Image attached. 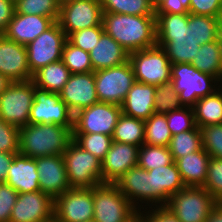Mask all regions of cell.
Instances as JSON below:
<instances>
[{
    "instance_id": "6da1fadb",
    "label": "cell",
    "mask_w": 222,
    "mask_h": 222,
    "mask_svg": "<svg viewBox=\"0 0 222 222\" xmlns=\"http://www.w3.org/2000/svg\"><path fill=\"white\" fill-rule=\"evenodd\" d=\"M157 45L171 64L191 63L199 48L194 35V14H155Z\"/></svg>"
},
{
    "instance_id": "7a4b0ae2",
    "label": "cell",
    "mask_w": 222,
    "mask_h": 222,
    "mask_svg": "<svg viewBox=\"0 0 222 222\" xmlns=\"http://www.w3.org/2000/svg\"><path fill=\"white\" fill-rule=\"evenodd\" d=\"M102 26L129 54L157 45L155 16L103 12Z\"/></svg>"
},
{
    "instance_id": "3957f363",
    "label": "cell",
    "mask_w": 222,
    "mask_h": 222,
    "mask_svg": "<svg viewBox=\"0 0 222 222\" xmlns=\"http://www.w3.org/2000/svg\"><path fill=\"white\" fill-rule=\"evenodd\" d=\"M73 127L56 124H27L19 128V153L38 158L62 155L73 139Z\"/></svg>"
},
{
    "instance_id": "277c9868",
    "label": "cell",
    "mask_w": 222,
    "mask_h": 222,
    "mask_svg": "<svg viewBox=\"0 0 222 222\" xmlns=\"http://www.w3.org/2000/svg\"><path fill=\"white\" fill-rule=\"evenodd\" d=\"M71 188H93L102 184V162L73 139L62 154Z\"/></svg>"
},
{
    "instance_id": "5b68a950",
    "label": "cell",
    "mask_w": 222,
    "mask_h": 222,
    "mask_svg": "<svg viewBox=\"0 0 222 222\" xmlns=\"http://www.w3.org/2000/svg\"><path fill=\"white\" fill-rule=\"evenodd\" d=\"M219 202L202 186H185L165 205L181 222H206Z\"/></svg>"
},
{
    "instance_id": "8992f818",
    "label": "cell",
    "mask_w": 222,
    "mask_h": 222,
    "mask_svg": "<svg viewBox=\"0 0 222 222\" xmlns=\"http://www.w3.org/2000/svg\"><path fill=\"white\" fill-rule=\"evenodd\" d=\"M93 211L96 222H129L138 213L136 206L112 183L93 187Z\"/></svg>"
},
{
    "instance_id": "52a82bcc",
    "label": "cell",
    "mask_w": 222,
    "mask_h": 222,
    "mask_svg": "<svg viewBox=\"0 0 222 222\" xmlns=\"http://www.w3.org/2000/svg\"><path fill=\"white\" fill-rule=\"evenodd\" d=\"M128 61L137 82L159 86L171 81L172 64L158 45L130 53Z\"/></svg>"
},
{
    "instance_id": "ba28073f",
    "label": "cell",
    "mask_w": 222,
    "mask_h": 222,
    "mask_svg": "<svg viewBox=\"0 0 222 222\" xmlns=\"http://www.w3.org/2000/svg\"><path fill=\"white\" fill-rule=\"evenodd\" d=\"M218 79L197 70L191 63L172 64L171 81L185 107H193L199 98L212 94L211 81Z\"/></svg>"
},
{
    "instance_id": "9c48e42d",
    "label": "cell",
    "mask_w": 222,
    "mask_h": 222,
    "mask_svg": "<svg viewBox=\"0 0 222 222\" xmlns=\"http://www.w3.org/2000/svg\"><path fill=\"white\" fill-rule=\"evenodd\" d=\"M35 87L32 80L12 82L0 94V118L17 128L26 126L34 101Z\"/></svg>"
},
{
    "instance_id": "30bf717a",
    "label": "cell",
    "mask_w": 222,
    "mask_h": 222,
    "mask_svg": "<svg viewBox=\"0 0 222 222\" xmlns=\"http://www.w3.org/2000/svg\"><path fill=\"white\" fill-rule=\"evenodd\" d=\"M99 102L121 106L128 91L136 82L131 63L94 71Z\"/></svg>"
},
{
    "instance_id": "8fae6325",
    "label": "cell",
    "mask_w": 222,
    "mask_h": 222,
    "mask_svg": "<svg viewBox=\"0 0 222 222\" xmlns=\"http://www.w3.org/2000/svg\"><path fill=\"white\" fill-rule=\"evenodd\" d=\"M121 114L119 105L94 103L74 114L72 134L100 133L112 136Z\"/></svg>"
},
{
    "instance_id": "7c38bea8",
    "label": "cell",
    "mask_w": 222,
    "mask_h": 222,
    "mask_svg": "<svg viewBox=\"0 0 222 222\" xmlns=\"http://www.w3.org/2000/svg\"><path fill=\"white\" fill-rule=\"evenodd\" d=\"M102 17L100 0H64L57 22L68 37L82 29L102 26Z\"/></svg>"
},
{
    "instance_id": "4fadbf2b",
    "label": "cell",
    "mask_w": 222,
    "mask_h": 222,
    "mask_svg": "<svg viewBox=\"0 0 222 222\" xmlns=\"http://www.w3.org/2000/svg\"><path fill=\"white\" fill-rule=\"evenodd\" d=\"M67 40L65 32L56 21L50 28L26 45L28 66L32 74L40 68L61 60L63 46Z\"/></svg>"
},
{
    "instance_id": "5bb4252c",
    "label": "cell",
    "mask_w": 222,
    "mask_h": 222,
    "mask_svg": "<svg viewBox=\"0 0 222 222\" xmlns=\"http://www.w3.org/2000/svg\"><path fill=\"white\" fill-rule=\"evenodd\" d=\"M73 113L58 93L35 87L34 101L29 114V124H56L73 127Z\"/></svg>"
},
{
    "instance_id": "9a60e30c",
    "label": "cell",
    "mask_w": 222,
    "mask_h": 222,
    "mask_svg": "<svg viewBox=\"0 0 222 222\" xmlns=\"http://www.w3.org/2000/svg\"><path fill=\"white\" fill-rule=\"evenodd\" d=\"M93 217V188H69L54 200L58 222H85Z\"/></svg>"
},
{
    "instance_id": "2e32d148",
    "label": "cell",
    "mask_w": 222,
    "mask_h": 222,
    "mask_svg": "<svg viewBox=\"0 0 222 222\" xmlns=\"http://www.w3.org/2000/svg\"><path fill=\"white\" fill-rule=\"evenodd\" d=\"M54 219V200L42 191L19 193L10 222H49Z\"/></svg>"
},
{
    "instance_id": "e0dca14e",
    "label": "cell",
    "mask_w": 222,
    "mask_h": 222,
    "mask_svg": "<svg viewBox=\"0 0 222 222\" xmlns=\"http://www.w3.org/2000/svg\"><path fill=\"white\" fill-rule=\"evenodd\" d=\"M58 94L73 115L99 102L94 72L71 74Z\"/></svg>"
},
{
    "instance_id": "ac0fdd59",
    "label": "cell",
    "mask_w": 222,
    "mask_h": 222,
    "mask_svg": "<svg viewBox=\"0 0 222 222\" xmlns=\"http://www.w3.org/2000/svg\"><path fill=\"white\" fill-rule=\"evenodd\" d=\"M0 73L12 82H25L33 78L28 66L26 45L0 34Z\"/></svg>"
},
{
    "instance_id": "d6986e66",
    "label": "cell",
    "mask_w": 222,
    "mask_h": 222,
    "mask_svg": "<svg viewBox=\"0 0 222 222\" xmlns=\"http://www.w3.org/2000/svg\"><path fill=\"white\" fill-rule=\"evenodd\" d=\"M35 161L39 175V186L44 194L55 200L71 188L62 155L38 157L35 158Z\"/></svg>"
},
{
    "instance_id": "ffe728a7",
    "label": "cell",
    "mask_w": 222,
    "mask_h": 222,
    "mask_svg": "<svg viewBox=\"0 0 222 222\" xmlns=\"http://www.w3.org/2000/svg\"><path fill=\"white\" fill-rule=\"evenodd\" d=\"M139 146L112 141L102 162V183L115 184L138 163Z\"/></svg>"
},
{
    "instance_id": "44dd1931",
    "label": "cell",
    "mask_w": 222,
    "mask_h": 222,
    "mask_svg": "<svg viewBox=\"0 0 222 222\" xmlns=\"http://www.w3.org/2000/svg\"><path fill=\"white\" fill-rule=\"evenodd\" d=\"M150 174V202H164V206L173 194L182 190L184 184L175 161L167 166L148 170Z\"/></svg>"
},
{
    "instance_id": "7402d4cb",
    "label": "cell",
    "mask_w": 222,
    "mask_h": 222,
    "mask_svg": "<svg viewBox=\"0 0 222 222\" xmlns=\"http://www.w3.org/2000/svg\"><path fill=\"white\" fill-rule=\"evenodd\" d=\"M55 22L50 17L15 13L2 34L14 42L27 45Z\"/></svg>"
},
{
    "instance_id": "603a6c76",
    "label": "cell",
    "mask_w": 222,
    "mask_h": 222,
    "mask_svg": "<svg viewBox=\"0 0 222 222\" xmlns=\"http://www.w3.org/2000/svg\"><path fill=\"white\" fill-rule=\"evenodd\" d=\"M5 183L18 193L41 191L35 158L20 153L15 154L8 169Z\"/></svg>"
},
{
    "instance_id": "cb8c5ba5",
    "label": "cell",
    "mask_w": 222,
    "mask_h": 222,
    "mask_svg": "<svg viewBox=\"0 0 222 222\" xmlns=\"http://www.w3.org/2000/svg\"><path fill=\"white\" fill-rule=\"evenodd\" d=\"M155 86L135 82L121 104L122 113L142 120L148 119L154 112Z\"/></svg>"
},
{
    "instance_id": "d4e9b609",
    "label": "cell",
    "mask_w": 222,
    "mask_h": 222,
    "mask_svg": "<svg viewBox=\"0 0 222 222\" xmlns=\"http://www.w3.org/2000/svg\"><path fill=\"white\" fill-rule=\"evenodd\" d=\"M89 54L93 72L120 66L129 60V53L105 32Z\"/></svg>"
},
{
    "instance_id": "484cf974",
    "label": "cell",
    "mask_w": 222,
    "mask_h": 222,
    "mask_svg": "<svg viewBox=\"0 0 222 222\" xmlns=\"http://www.w3.org/2000/svg\"><path fill=\"white\" fill-rule=\"evenodd\" d=\"M209 154L203 147L175 161L186 186H203L207 178Z\"/></svg>"
},
{
    "instance_id": "4316f807",
    "label": "cell",
    "mask_w": 222,
    "mask_h": 222,
    "mask_svg": "<svg viewBox=\"0 0 222 222\" xmlns=\"http://www.w3.org/2000/svg\"><path fill=\"white\" fill-rule=\"evenodd\" d=\"M115 185L133 205V199L137 197V200L140 198V201H150V174L138 165L130 168L116 181Z\"/></svg>"
},
{
    "instance_id": "83f0119b",
    "label": "cell",
    "mask_w": 222,
    "mask_h": 222,
    "mask_svg": "<svg viewBox=\"0 0 222 222\" xmlns=\"http://www.w3.org/2000/svg\"><path fill=\"white\" fill-rule=\"evenodd\" d=\"M222 38L200 46L191 65L197 70L222 80Z\"/></svg>"
},
{
    "instance_id": "f1b7e54d",
    "label": "cell",
    "mask_w": 222,
    "mask_h": 222,
    "mask_svg": "<svg viewBox=\"0 0 222 222\" xmlns=\"http://www.w3.org/2000/svg\"><path fill=\"white\" fill-rule=\"evenodd\" d=\"M71 73L62 60L52 62L33 74L32 81L35 86L48 90L52 93H59L67 83Z\"/></svg>"
},
{
    "instance_id": "f546056e",
    "label": "cell",
    "mask_w": 222,
    "mask_h": 222,
    "mask_svg": "<svg viewBox=\"0 0 222 222\" xmlns=\"http://www.w3.org/2000/svg\"><path fill=\"white\" fill-rule=\"evenodd\" d=\"M192 108L197 127L201 128L221 124L222 92L214 91L208 96L199 98Z\"/></svg>"
},
{
    "instance_id": "4dcf8cb0",
    "label": "cell",
    "mask_w": 222,
    "mask_h": 222,
    "mask_svg": "<svg viewBox=\"0 0 222 222\" xmlns=\"http://www.w3.org/2000/svg\"><path fill=\"white\" fill-rule=\"evenodd\" d=\"M144 120L121 114L114 128L112 140L141 147L144 144Z\"/></svg>"
},
{
    "instance_id": "1f68e13d",
    "label": "cell",
    "mask_w": 222,
    "mask_h": 222,
    "mask_svg": "<svg viewBox=\"0 0 222 222\" xmlns=\"http://www.w3.org/2000/svg\"><path fill=\"white\" fill-rule=\"evenodd\" d=\"M144 123V144L169 146L172 134L168 128L165 114L154 112L148 119L144 120Z\"/></svg>"
},
{
    "instance_id": "d6a6232c",
    "label": "cell",
    "mask_w": 222,
    "mask_h": 222,
    "mask_svg": "<svg viewBox=\"0 0 222 222\" xmlns=\"http://www.w3.org/2000/svg\"><path fill=\"white\" fill-rule=\"evenodd\" d=\"M103 12L155 16L152 0H100Z\"/></svg>"
},
{
    "instance_id": "836d02e7",
    "label": "cell",
    "mask_w": 222,
    "mask_h": 222,
    "mask_svg": "<svg viewBox=\"0 0 222 222\" xmlns=\"http://www.w3.org/2000/svg\"><path fill=\"white\" fill-rule=\"evenodd\" d=\"M168 147L174 161L189 153L199 151L202 148L200 128L196 126L193 130L172 135Z\"/></svg>"
},
{
    "instance_id": "e575fe53",
    "label": "cell",
    "mask_w": 222,
    "mask_h": 222,
    "mask_svg": "<svg viewBox=\"0 0 222 222\" xmlns=\"http://www.w3.org/2000/svg\"><path fill=\"white\" fill-rule=\"evenodd\" d=\"M173 162L169 147L143 144L139 148L137 165L147 171L160 166H167Z\"/></svg>"
},
{
    "instance_id": "d590c367",
    "label": "cell",
    "mask_w": 222,
    "mask_h": 222,
    "mask_svg": "<svg viewBox=\"0 0 222 222\" xmlns=\"http://www.w3.org/2000/svg\"><path fill=\"white\" fill-rule=\"evenodd\" d=\"M15 13L39 15L58 21L61 2L59 0H17Z\"/></svg>"
},
{
    "instance_id": "8d00e7d4",
    "label": "cell",
    "mask_w": 222,
    "mask_h": 222,
    "mask_svg": "<svg viewBox=\"0 0 222 222\" xmlns=\"http://www.w3.org/2000/svg\"><path fill=\"white\" fill-rule=\"evenodd\" d=\"M222 34V18L194 14V35L199 45L218 40Z\"/></svg>"
},
{
    "instance_id": "74e56055",
    "label": "cell",
    "mask_w": 222,
    "mask_h": 222,
    "mask_svg": "<svg viewBox=\"0 0 222 222\" xmlns=\"http://www.w3.org/2000/svg\"><path fill=\"white\" fill-rule=\"evenodd\" d=\"M62 62L71 74L92 72L89 52H86L66 40L62 50Z\"/></svg>"
},
{
    "instance_id": "f35d334b",
    "label": "cell",
    "mask_w": 222,
    "mask_h": 222,
    "mask_svg": "<svg viewBox=\"0 0 222 222\" xmlns=\"http://www.w3.org/2000/svg\"><path fill=\"white\" fill-rule=\"evenodd\" d=\"M184 107L172 81L155 86L154 110L156 113L166 114Z\"/></svg>"
},
{
    "instance_id": "ab89813d",
    "label": "cell",
    "mask_w": 222,
    "mask_h": 222,
    "mask_svg": "<svg viewBox=\"0 0 222 222\" xmlns=\"http://www.w3.org/2000/svg\"><path fill=\"white\" fill-rule=\"evenodd\" d=\"M73 140L85 151L103 160L112 144V136L100 133L72 134Z\"/></svg>"
},
{
    "instance_id": "60d3db41",
    "label": "cell",
    "mask_w": 222,
    "mask_h": 222,
    "mask_svg": "<svg viewBox=\"0 0 222 222\" xmlns=\"http://www.w3.org/2000/svg\"><path fill=\"white\" fill-rule=\"evenodd\" d=\"M188 108V111H187ZM186 110L170 111L166 113L167 125L172 135L181 132L193 130L196 127L194 111L192 107H187Z\"/></svg>"
},
{
    "instance_id": "b9f144b4",
    "label": "cell",
    "mask_w": 222,
    "mask_h": 222,
    "mask_svg": "<svg viewBox=\"0 0 222 222\" xmlns=\"http://www.w3.org/2000/svg\"><path fill=\"white\" fill-rule=\"evenodd\" d=\"M200 132L203 149L210 157L222 159V126L201 127Z\"/></svg>"
},
{
    "instance_id": "7bdbcfd3",
    "label": "cell",
    "mask_w": 222,
    "mask_h": 222,
    "mask_svg": "<svg viewBox=\"0 0 222 222\" xmlns=\"http://www.w3.org/2000/svg\"><path fill=\"white\" fill-rule=\"evenodd\" d=\"M202 187H204L218 202H222V159L210 158L207 178Z\"/></svg>"
},
{
    "instance_id": "ee69618b",
    "label": "cell",
    "mask_w": 222,
    "mask_h": 222,
    "mask_svg": "<svg viewBox=\"0 0 222 222\" xmlns=\"http://www.w3.org/2000/svg\"><path fill=\"white\" fill-rule=\"evenodd\" d=\"M104 32L103 26H94L71 33L67 40L74 46L90 52L99 42L101 34Z\"/></svg>"
},
{
    "instance_id": "f6af8a7d",
    "label": "cell",
    "mask_w": 222,
    "mask_h": 222,
    "mask_svg": "<svg viewBox=\"0 0 222 222\" xmlns=\"http://www.w3.org/2000/svg\"><path fill=\"white\" fill-rule=\"evenodd\" d=\"M0 152L19 153V128L0 118Z\"/></svg>"
},
{
    "instance_id": "bcb514c9",
    "label": "cell",
    "mask_w": 222,
    "mask_h": 222,
    "mask_svg": "<svg viewBox=\"0 0 222 222\" xmlns=\"http://www.w3.org/2000/svg\"><path fill=\"white\" fill-rule=\"evenodd\" d=\"M18 194L9 184L0 182V222H10Z\"/></svg>"
},
{
    "instance_id": "7dc6e473",
    "label": "cell",
    "mask_w": 222,
    "mask_h": 222,
    "mask_svg": "<svg viewBox=\"0 0 222 222\" xmlns=\"http://www.w3.org/2000/svg\"><path fill=\"white\" fill-rule=\"evenodd\" d=\"M189 13L222 18V0H190Z\"/></svg>"
},
{
    "instance_id": "c3c4849f",
    "label": "cell",
    "mask_w": 222,
    "mask_h": 222,
    "mask_svg": "<svg viewBox=\"0 0 222 222\" xmlns=\"http://www.w3.org/2000/svg\"><path fill=\"white\" fill-rule=\"evenodd\" d=\"M190 0H163L156 8L155 14L189 13Z\"/></svg>"
},
{
    "instance_id": "681fc988",
    "label": "cell",
    "mask_w": 222,
    "mask_h": 222,
    "mask_svg": "<svg viewBox=\"0 0 222 222\" xmlns=\"http://www.w3.org/2000/svg\"><path fill=\"white\" fill-rule=\"evenodd\" d=\"M139 214L142 222H181L174 213L163 204L154 210L153 213L151 212L148 216L146 215V217L140 212Z\"/></svg>"
},
{
    "instance_id": "f907efd6",
    "label": "cell",
    "mask_w": 222,
    "mask_h": 222,
    "mask_svg": "<svg viewBox=\"0 0 222 222\" xmlns=\"http://www.w3.org/2000/svg\"><path fill=\"white\" fill-rule=\"evenodd\" d=\"M15 4L11 0H0V34H2L13 19Z\"/></svg>"
},
{
    "instance_id": "816d5d0a",
    "label": "cell",
    "mask_w": 222,
    "mask_h": 222,
    "mask_svg": "<svg viewBox=\"0 0 222 222\" xmlns=\"http://www.w3.org/2000/svg\"><path fill=\"white\" fill-rule=\"evenodd\" d=\"M14 155L13 153L0 152V182H5Z\"/></svg>"
},
{
    "instance_id": "f5cc1de1",
    "label": "cell",
    "mask_w": 222,
    "mask_h": 222,
    "mask_svg": "<svg viewBox=\"0 0 222 222\" xmlns=\"http://www.w3.org/2000/svg\"><path fill=\"white\" fill-rule=\"evenodd\" d=\"M206 222H222V202H219L212 209Z\"/></svg>"
},
{
    "instance_id": "db71d44e",
    "label": "cell",
    "mask_w": 222,
    "mask_h": 222,
    "mask_svg": "<svg viewBox=\"0 0 222 222\" xmlns=\"http://www.w3.org/2000/svg\"><path fill=\"white\" fill-rule=\"evenodd\" d=\"M12 83L6 76L0 73V94Z\"/></svg>"
},
{
    "instance_id": "11a10c76",
    "label": "cell",
    "mask_w": 222,
    "mask_h": 222,
    "mask_svg": "<svg viewBox=\"0 0 222 222\" xmlns=\"http://www.w3.org/2000/svg\"><path fill=\"white\" fill-rule=\"evenodd\" d=\"M129 222H142L140 218V214L137 213Z\"/></svg>"
},
{
    "instance_id": "9f6ffc18",
    "label": "cell",
    "mask_w": 222,
    "mask_h": 222,
    "mask_svg": "<svg viewBox=\"0 0 222 222\" xmlns=\"http://www.w3.org/2000/svg\"><path fill=\"white\" fill-rule=\"evenodd\" d=\"M163 0H152L153 6L156 8Z\"/></svg>"
},
{
    "instance_id": "6f0895ef",
    "label": "cell",
    "mask_w": 222,
    "mask_h": 222,
    "mask_svg": "<svg viewBox=\"0 0 222 222\" xmlns=\"http://www.w3.org/2000/svg\"><path fill=\"white\" fill-rule=\"evenodd\" d=\"M85 222H96L94 219L92 220H88V221H85Z\"/></svg>"
},
{
    "instance_id": "680465c9",
    "label": "cell",
    "mask_w": 222,
    "mask_h": 222,
    "mask_svg": "<svg viewBox=\"0 0 222 222\" xmlns=\"http://www.w3.org/2000/svg\"><path fill=\"white\" fill-rule=\"evenodd\" d=\"M49 222H58V221H56L55 219H53V220H51V221H49Z\"/></svg>"
}]
</instances>
